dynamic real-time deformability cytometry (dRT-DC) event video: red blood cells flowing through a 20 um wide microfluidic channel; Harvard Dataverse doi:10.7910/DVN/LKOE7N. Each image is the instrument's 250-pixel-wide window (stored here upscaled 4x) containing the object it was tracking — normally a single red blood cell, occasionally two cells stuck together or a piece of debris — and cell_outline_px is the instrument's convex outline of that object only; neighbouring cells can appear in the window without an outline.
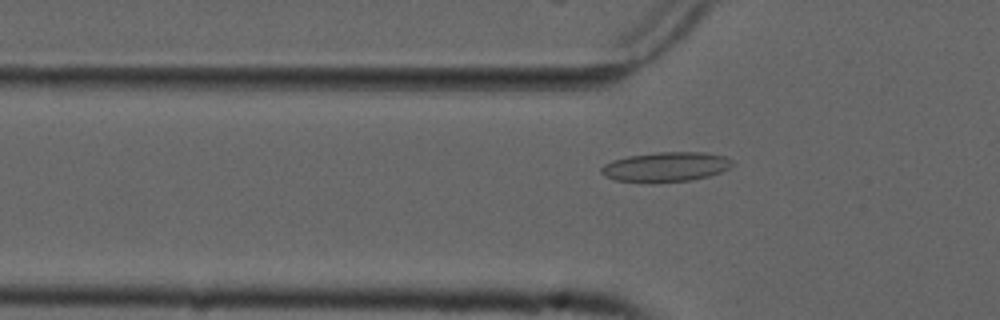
{"species": "common noctule bat (a hibernating species)", "species_latin": "Nyctalus noctula", "temperature_condition": "cold", "stored_images_in_passage": 55, "camera_frame_rate_fps": 3000, "um_per_image_px": 0.085, "animal": {"sex": "male", "forearm_length_mm": 52.5}, "frame": {"image": 1, "passage_image": 18, "time_ms": 5.667, "image_size_px": [1000, 320], "cell_outline_px": [[732, 164], [728, 168], [720, 172], [708, 176], [688, 180], [652, 184], [616, 180], [604, 176], [600, 172], [600, 168], [604, 164], [612, 160], [628, 156], [656, 152], [704, 152], [724, 156], [732, 160]], "centroid_in_image_um": [56.53, 14.19], "position_along_channel_um": 69.3, "area_um2": 22.89}}
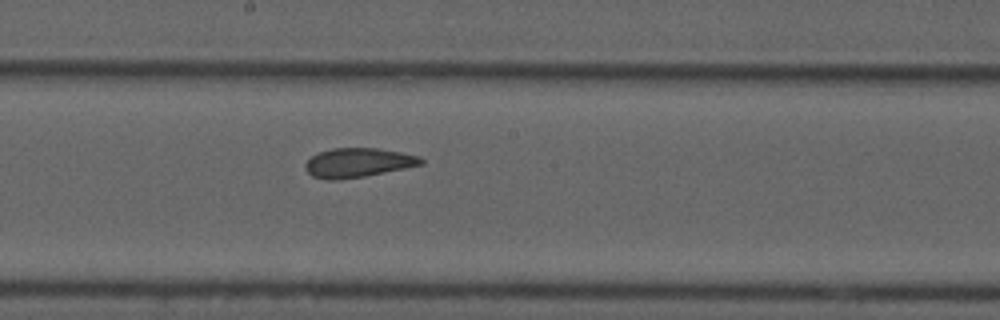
{"frame": {"image": 2, "passage_image": 30, "time_ms": 9.667, "image_size_px": [1000, 320], "cell_outline_px": [[424, 164], [364, 176], [340, 180], [328, 180], [312, 176], [304, 168], [304, 164], [312, 156], [320, 152], [332, 148], [376, 148], [400, 152], [420, 156], [424, 160]], "centroid_in_image_um": [30.42, 13.83], "position_along_channel_um": 217.8, "area_um2": 19.65}}
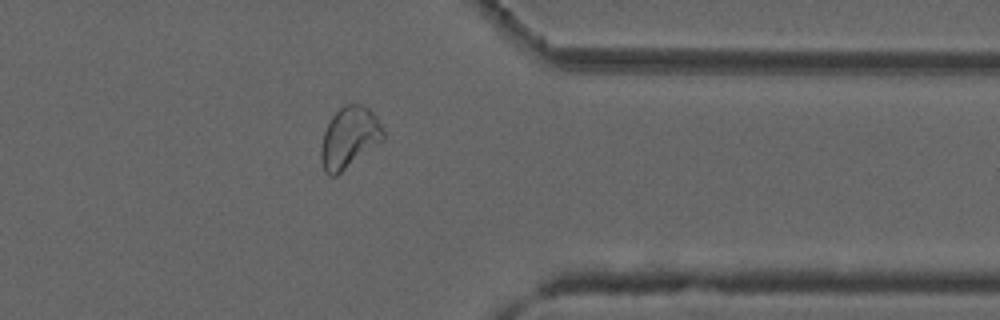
{"frame": {"image": 3, "passage_image": 44, "time_ms": 14.333, "image_size_px": [1000, 320], "cell_outline_px": [[384, 140], [336, 176], [328, 176], [324, 172], [320, 160], [320, 148], [324, 132], [332, 116], [344, 104], [360, 104], [368, 108], [376, 116], [384, 128]], "centroid_in_image_um": [29.68, 11.71], "position_along_channel_um": 381.7, "area_um2": 22.37}, "authors_computed_cell_mechanics": {"area_um2": 22.0218, "velocity_mm_per_s": 3.7182, "shape_relaxation_time_tau1_ms": null, "shape_relaxation_time_tau2_ms": 1.8944, "deformation_change_tau1": null, "deformation_change_tau2": 0.0604}}